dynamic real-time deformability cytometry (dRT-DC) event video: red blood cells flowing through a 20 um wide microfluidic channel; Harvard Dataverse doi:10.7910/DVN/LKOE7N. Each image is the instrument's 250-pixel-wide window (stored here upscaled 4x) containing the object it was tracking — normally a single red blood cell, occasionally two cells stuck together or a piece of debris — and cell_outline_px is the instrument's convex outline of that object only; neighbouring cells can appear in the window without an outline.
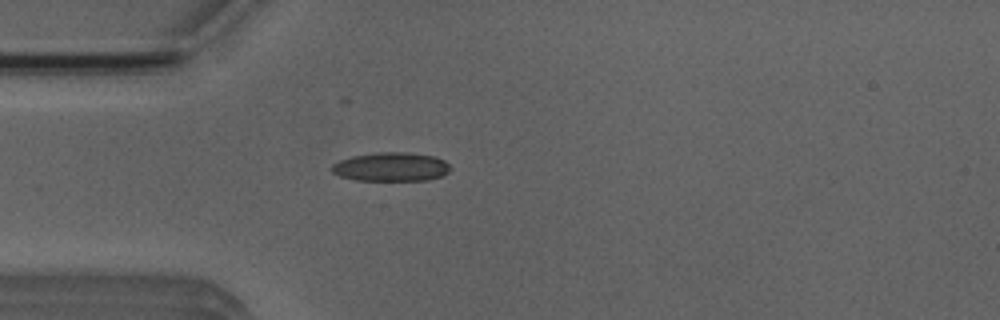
{"species": "Egyptian fruit bat (a non-hibernating species)", "species_latin": "Rousettus aegyptiacus", "temperature_condition": "room temperature", "stored_images_in_passage": 4, "camera_frame_rate_fps": 3000, "um_per_image_px": 0.085, "animal": {"sex": "male"}, "frame": {"image": 1, "passage_image": 4, "time_ms": 4.333, "image_size_px": [1000, 320], "cell_outline_px": [[452, 168], [448, 172], [440, 176], [428, 180], [356, 180], [340, 176], [332, 172], [332, 164], [340, 160], [352, 156], [376, 152], [408, 152], [436, 156], [444, 160]], "centroid_in_image_um": [33.26, 14.17], "position_along_channel_um": 51.7, "area_um2": 20.0}}